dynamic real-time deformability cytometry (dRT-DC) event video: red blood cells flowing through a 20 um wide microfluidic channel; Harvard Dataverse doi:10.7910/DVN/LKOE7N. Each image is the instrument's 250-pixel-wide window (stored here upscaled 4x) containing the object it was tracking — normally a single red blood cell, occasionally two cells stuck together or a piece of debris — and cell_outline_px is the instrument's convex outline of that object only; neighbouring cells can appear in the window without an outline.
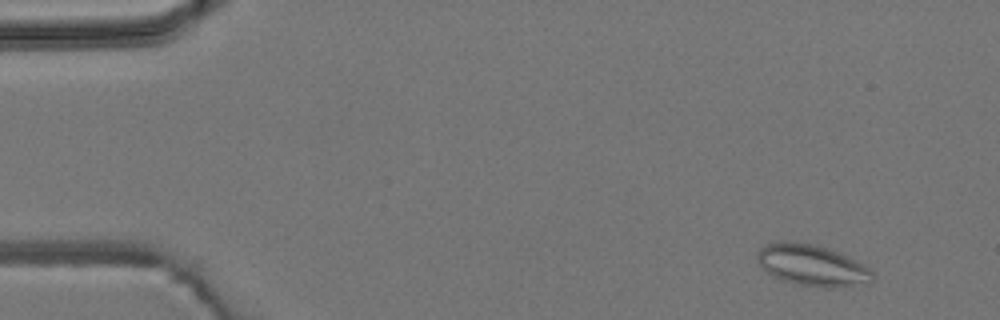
{"species": "common noctule bat (a hibernating species)", "species_latin": "Nyctalus noctula", "temperature_condition": "room temperature", "stored_images_in_passage": 4, "camera_frame_rate_fps": 3000, "um_per_image_px": 0.085, "animal": {"sex": "male", "body_mass_g": 19.2, "forearm_length_mm": 51.8}, "frame": {"image": 1, "passage_image": 1, "time_ms": 0.0, "image_size_px": [1000, 320], "cell_outline_px": [[872, 284], [844, 288], [824, 288], [796, 284], [784, 280], [768, 272], [756, 260], [756, 252], [764, 244], [776, 240], [780, 240], [816, 244], [840, 252], [864, 264], [872, 272]], "centroid_in_image_um": [69.06, 22.55], "position_along_channel_um": 15.9, "area_um2": 28.32}}